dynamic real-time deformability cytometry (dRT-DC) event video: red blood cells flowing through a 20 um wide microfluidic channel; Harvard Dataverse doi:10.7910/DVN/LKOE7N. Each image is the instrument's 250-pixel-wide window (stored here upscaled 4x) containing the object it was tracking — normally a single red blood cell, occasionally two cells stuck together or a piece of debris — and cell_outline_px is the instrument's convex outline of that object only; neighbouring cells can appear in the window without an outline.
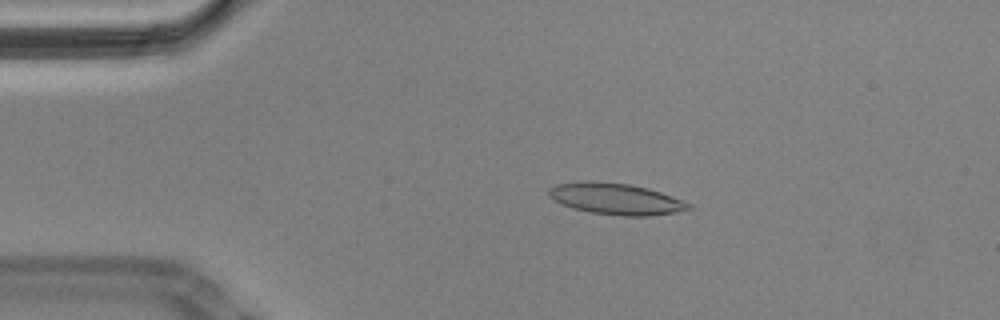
{"species": "Egyptian fruit bat (a non-hibernating species)", "species_latin": "Rousettus aegyptiacus", "temperature_condition": "cold", "stored_images_in_passage": 50, "camera_frame_rate_fps": 3000, "um_per_image_px": 0.085, "animal": {"sex": "male"}, "frame": {"image": 1, "passage_image": 4, "time_ms": 1.0, "image_size_px": [1000, 320], "cell_outline_px": [[696, 208], [676, 212], [648, 216], [624, 216], [592, 212], [572, 208], [552, 200], [548, 196], [548, 188], [556, 184], [588, 180], [592, 180], [628, 184], [648, 188], [660, 192], [692, 204]], "centroid_in_image_um": [52.33, 16.9], "position_along_channel_um": 32.7, "area_um2": 25.66}}
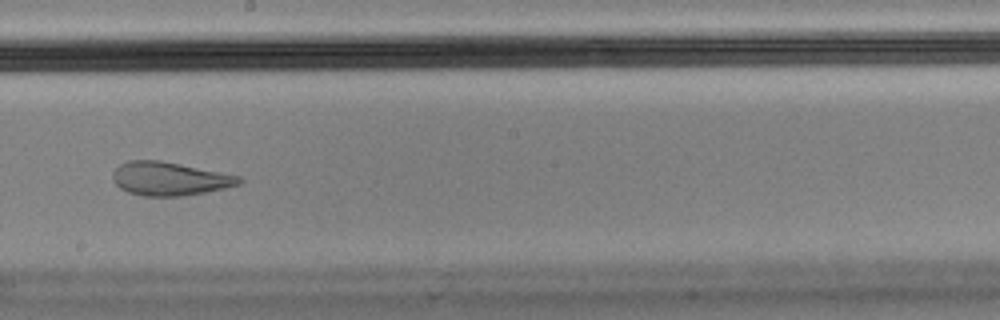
{"frame": {"image": 2, "passage_image": 25, "time_ms": 8.0, "image_size_px": [1000, 320], "cell_outline_px": [[244, 180], [240, 184], [224, 188], [204, 192], [180, 196], [144, 196], [128, 192], [120, 188], [112, 180], [112, 172], [120, 164], [128, 160], [160, 160], [240, 176]], "centroid_in_image_um": [14.38, 15.19], "position_along_channel_um": 233.8, "area_um2": 24.57}}
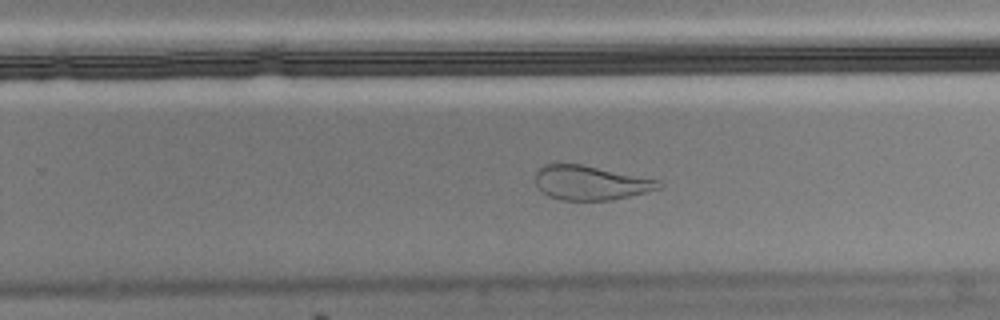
{"frame": {"image": 3, "passage_image": 29, "time_ms": 9.333, "image_size_px": [1000, 320], "cell_outline_px": [[664, 184], [660, 188], [612, 200], [560, 200], [548, 196], [536, 188], [536, 172], [544, 164], [580, 164], [660, 180]], "centroid_in_image_um": [50.17, 15.54], "position_along_channel_um": 279.6, "area_um2": 24.57}, "authors_computed_cell_mechanics": {"area_um2": 25.8366, "velocity_mm_per_s": 3.451, "shape_relaxation_time_tau1_ms": null, "shape_relaxation_time_tau2_ms": 1.1913, "deformation_change_tau1": null, "deformation_change_tau2": 0.067}}